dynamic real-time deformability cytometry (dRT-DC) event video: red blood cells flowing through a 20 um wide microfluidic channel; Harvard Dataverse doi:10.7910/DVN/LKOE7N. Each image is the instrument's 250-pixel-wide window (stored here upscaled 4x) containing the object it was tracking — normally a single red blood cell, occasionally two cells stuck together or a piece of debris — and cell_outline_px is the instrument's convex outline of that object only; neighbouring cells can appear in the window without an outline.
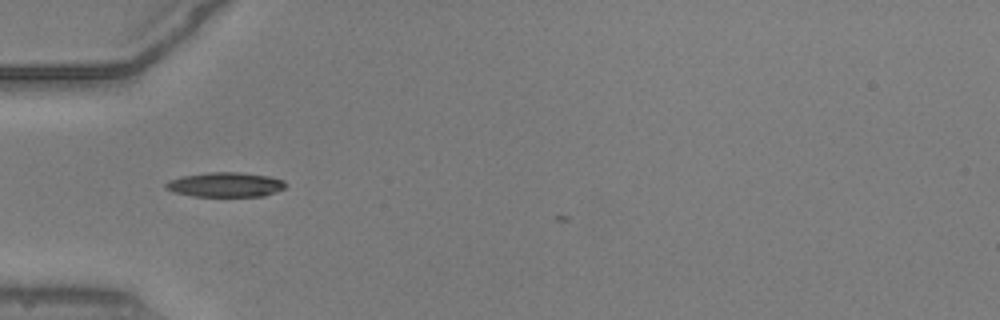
{"species": "common noctule bat (a hibernating species)", "species_latin": "Nyctalus noctula", "temperature_condition": "warm", "stored_images_in_passage": 3, "camera_frame_rate_fps": 3000, "um_per_image_px": 0.085, "animal": {"sex": "male", "body_mass_g": 20.5, "forearm_length_mm": 52.5}, "frame": {"image": 1, "passage_image": 1, "time_ms": 0.0, "image_size_px": [1000, 320], "cell_outline_px": [[288, 184], [284, 188], [276, 192], [264, 196], [192, 196], [176, 192], [164, 188], [164, 184], [168, 180], [180, 176], [208, 172], [240, 172], [268, 176], [284, 180]], "centroid_in_image_um": [19.16, 15.69], "position_along_channel_um": 65.8, "area_um2": 17.34}}